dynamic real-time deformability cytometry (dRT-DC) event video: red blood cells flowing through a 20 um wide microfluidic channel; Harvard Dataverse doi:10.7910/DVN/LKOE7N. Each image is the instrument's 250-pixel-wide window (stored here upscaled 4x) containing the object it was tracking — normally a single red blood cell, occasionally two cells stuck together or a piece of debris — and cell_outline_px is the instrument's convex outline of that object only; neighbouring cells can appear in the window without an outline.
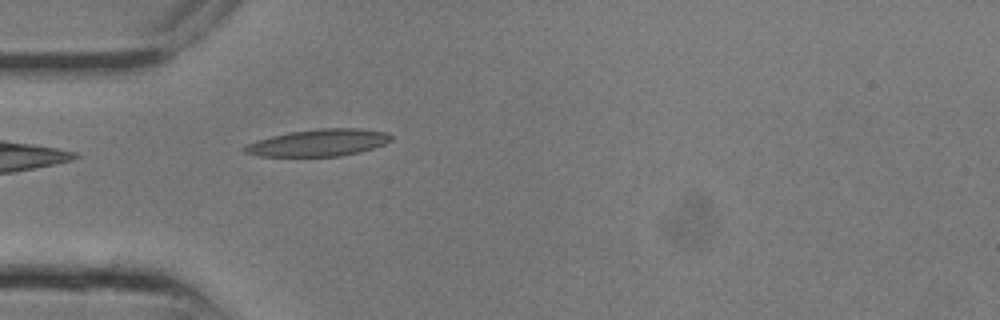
{"species": "common noctule bat (a hibernating species)", "species_latin": "Nyctalus noctula", "temperature_condition": "room temperature", "stored_images_in_passage": 1, "camera_frame_rate_fps": 3000, "um_per_image_px": 0.085, "animal": {"sex": "male", "body_mass_g": 13.3}, "frame": {"image": 1, "passage_image": 1, "time_ms": 0.0, "image_size_px": [1000, 320], "cell_outline_px": [[392, 140], [384, 144], [360, 152], [340, 156], [256, 156], [244, 152], [240, 148], [248, 144], [272, 136], [288, 132], [316, 128], [360, 128], [388, 132], [392, 136]], "centroid_in_image_um": [27.1, 12.12], "position_along_channel_um": 57.9, "area_um2": 23.12}}